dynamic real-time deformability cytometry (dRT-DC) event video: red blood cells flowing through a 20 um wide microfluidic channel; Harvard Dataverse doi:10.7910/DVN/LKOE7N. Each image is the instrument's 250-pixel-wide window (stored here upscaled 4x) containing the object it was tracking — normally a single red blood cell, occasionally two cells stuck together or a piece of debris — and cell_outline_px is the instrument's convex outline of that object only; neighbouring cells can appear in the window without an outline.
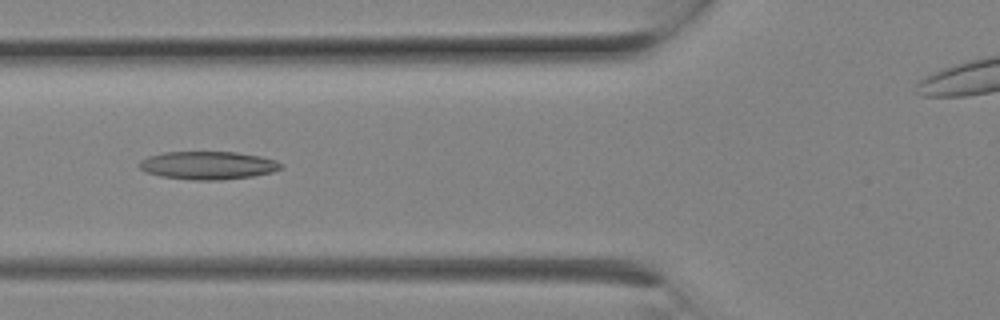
{"species": "Egyptian fruit bat (a non-hibernating species)", "species_latin": "Rousettus aegyptiacus", "temperature_condition": "room temperature", "stored_images_in_passage": 8, "camera_frame_rate_fps": 3000, "um_per_image_px": 0.085, "animal": {"sex": "female"}, "frame": {"image": 1, "passage_image": 7, "time_ms": 2.0, "image_size_px": [1000, 320], "cell_outline_px": [[284, 168], [272, 172], [252, 176], [220, 180], [192, 180], [160, 176], [144, 172], [136, 164], [140, 160], [148, 156], [164, 152], [236, 152], [260, 156], [276, 160], [284, 164]], "centroid_in_image_um": [17.66, 14.05], "position_along_channel_um": 108.1, "area_um2": 23.41}}
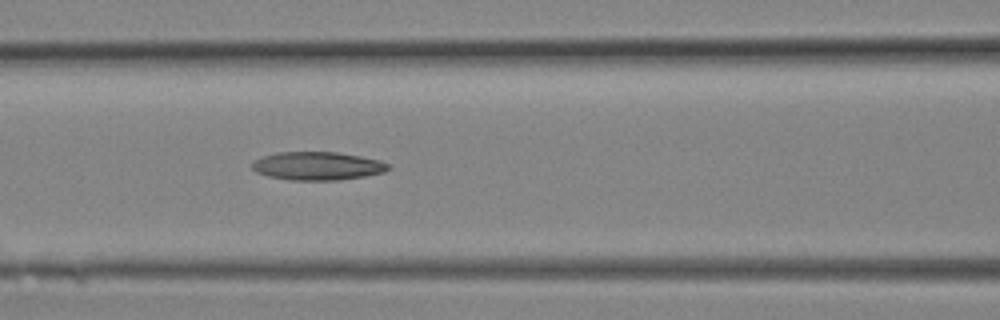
{"frame": {"image": 2, "passage_image": 8, "time_ms": 2.333, "image_size_px": [1000, 320], "cell_outline_px": [[392, 168], [384, 172], [364, 176], [340, 180], [288, 180], [268, 176], [256, 172], [252, 168], [252, 164], [260, 156], [276, 152], [336, 152], [360, 156], [380, 160], [388, 164]], "centroid_in_image_um": [26.98, 14.1], "position_along_channel_um": 139.6, "area_um2": 22.54}}